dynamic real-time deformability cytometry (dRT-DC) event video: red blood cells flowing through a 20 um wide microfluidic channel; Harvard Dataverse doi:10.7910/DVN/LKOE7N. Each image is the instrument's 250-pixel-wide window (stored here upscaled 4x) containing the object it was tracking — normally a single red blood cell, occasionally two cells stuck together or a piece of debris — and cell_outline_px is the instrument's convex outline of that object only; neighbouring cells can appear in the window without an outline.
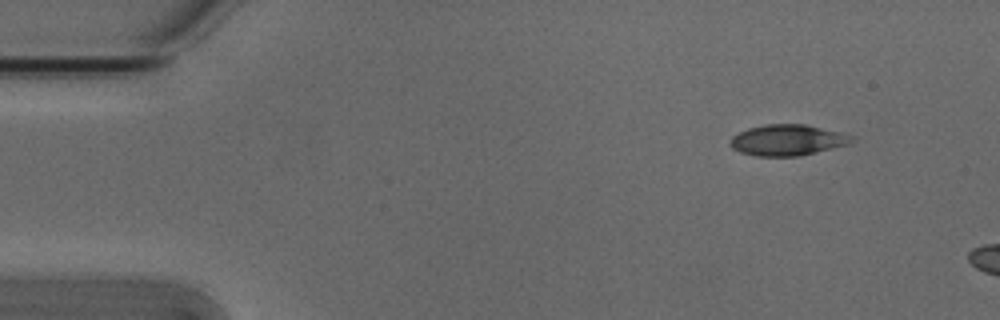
{"species": "Egyptian fruit bat (a non-hibernating species)", "species_latin": "Rousettus aegyptiacus", "temperature_condition": "cold", "stored_images_in_passage": 3, "camera_frame_rate_fps": 3000, "um_per_image_px": 0.085, "animal": {"sex": "male"}, "frame": {"image": 1, "passage_image": 1, "time_ms": 0.0, "image_size_px": [1000, 320], "cell_outline_px": [[856, 140], [852, 144], [800, 156], [756, 156], [740, 152], [732, 148], [728, 144], [732, 136], [748, 128], [768, 124], [804, 124], [840, 132], [856, 136]], "centroid_in_image_um": [66.99, 11.91], "position_along_channel_um": 18.0, "area_um2": 22.2}}